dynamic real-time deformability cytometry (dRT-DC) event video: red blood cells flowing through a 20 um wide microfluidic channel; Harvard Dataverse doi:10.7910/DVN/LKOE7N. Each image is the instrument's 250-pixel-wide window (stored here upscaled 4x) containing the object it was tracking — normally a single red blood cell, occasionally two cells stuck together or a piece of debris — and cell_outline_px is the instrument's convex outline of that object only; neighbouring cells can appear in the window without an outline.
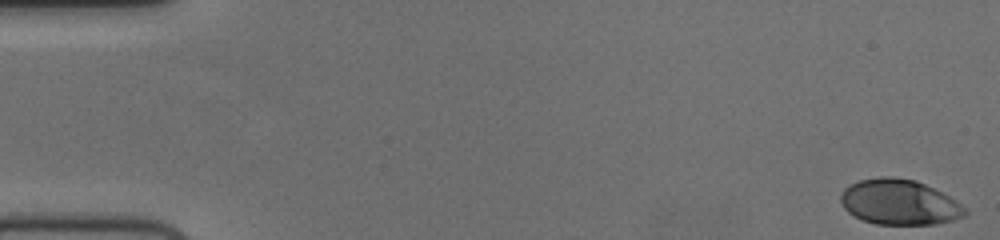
{"species": "human", "species_latin": "Homo sapiens", "temperature_condition": "cold", "stored_images_in_passage": 56, "camera_frame_rate_fps": 3000, "um_per_image_px": 0.085, "donor": {"sex": "female"}, "frame": {"image": 1, "passage_image": 1, "time_ms": 0.0, "image_size_px": [1000, 240], "cell_outline_px": [[968, 212], [964, 216], [952, 220], [936, 224], [876, 224], [860, 220], [848, 212], [844, 208], [840, 200], [840, 192], [844, 188], [860, 180], [880, 176], [892, 176], [916, 180], [956, 200]], "centroid_in_image_um": [76.4, 17.18], "position_along_channel_um": 8.6, "area_um2": 32.83}}
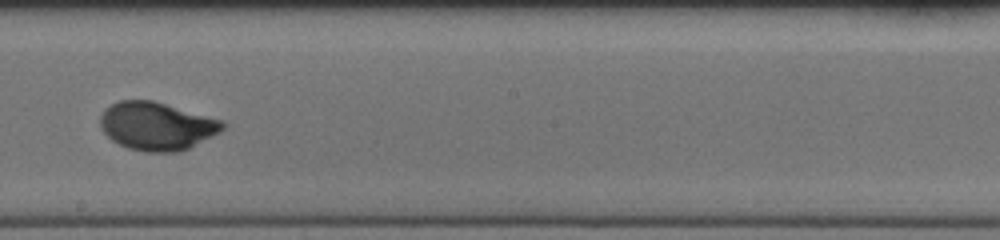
{"frame": {"image": 2, "passage_image": 32, "time_ms": 10.333, "image_size_px": [1000, 240], "cell_outline_px": [[228, 124], [220, 132], [180, 152], [144, 152], [128, 148], [112, 140], [100, 128], [100, 116], [104, 108], [120, 100], [152, 100], [224, 120]], "centroid_in_image_um": [13.33, 10.71], "position_along_channel_um": 234.9, "area_um2": 34.45}}
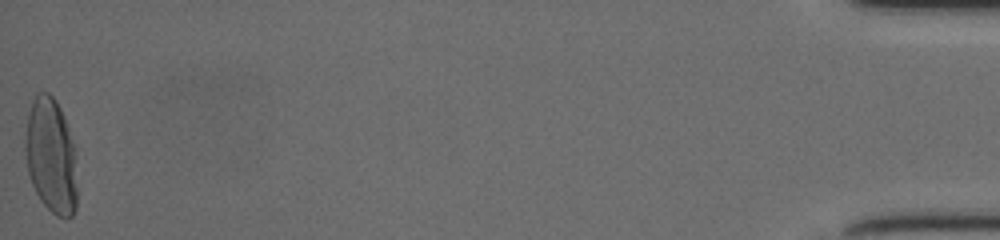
{"frame": {"image": 3, "passage_image": 56, "time_ms": 18.333, "image_size_px": [1000, 240], "cell_outline_px": [[76, 208], [72, 216], [68, 220], [56, 216], [40, 200], [32, 184], [28, 172], [24, 152], [24, 140], [28, 116], [32, 100], [36, 92], [48, 92], [56, 100], [60, 108], [68, 128], [72, 144], [76, 188]], "centroid_in_image_um": [4.3, 13.26], "position_along_channel_um": 430.9, "area_um2": 34.62}, "authors_computed_cell_mechanics": {"area_um2": 33.6107, "velocity_mm_per_s": 3.7, "shape_relaxation_time_tau1_ms": 3.6401, "shape_relaxation_time_tau2_ms": null, "deformation_change_tau1": 0.1972, "deformation_change_tau2": null}}